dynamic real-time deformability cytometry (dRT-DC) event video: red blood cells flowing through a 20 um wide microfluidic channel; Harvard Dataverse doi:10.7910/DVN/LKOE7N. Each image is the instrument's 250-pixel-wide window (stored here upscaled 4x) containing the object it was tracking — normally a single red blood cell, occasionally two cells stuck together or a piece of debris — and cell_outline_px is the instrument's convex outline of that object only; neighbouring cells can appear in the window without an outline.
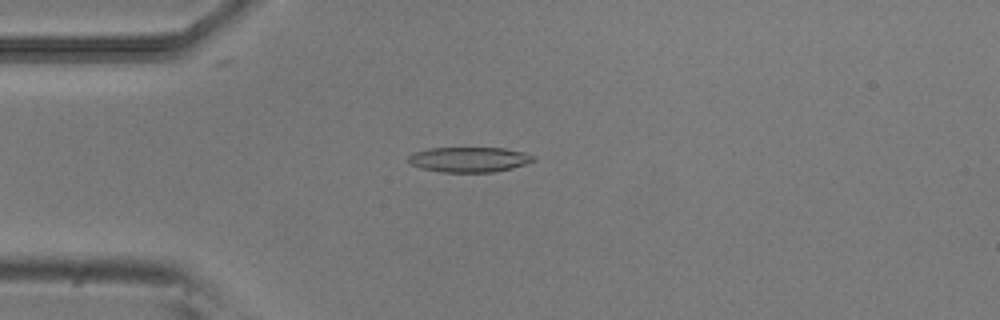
{"species": "common noctule bat (a hibernating species)", "species_latin": "Nyctalus noctula", "temperature_condition": "room temperature", "stored_images_in_passage": 52, "camera_frame_rate_fps": 3000, "um_per_image_px": 0.085, "animal": {"sex": "male", "body_mass_g": 20.5, "forearm_length_mm": 52.5}, "frame": {"image": 1, "passage_image": 13, "time_ms": 4.0, "image_size_px": [1000, 320], "cell_outline_px": [[536, 160], [512, 168], [496, 172], [440, 172], [420, 168], [412, 164], [408, 160], [408, 156], [412, 152], [428, 148], [504, 148], [524, 152], [536, 156]], "centroid_in_image_um": [39.88, 13.56], "position_along_channel_um": 45.1, "area_um2": 18.44}}
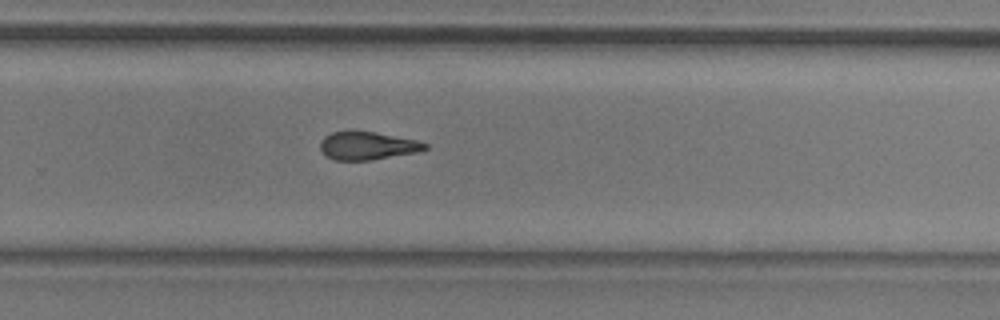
{"frame": {"image": 2, "passage_image": 34, "time_ms": 11.0, "image_size_px": [1000, 320], "cell_outline_px": [[428, 148], [416, 152], [372, 160], [336, 160], [324, 156], [320, 148], [320, 140], [324, 136], [332, 132], [352, 128], [376, 132], [416, 140], [428, 144]], "centroid_in_image_um": [31.16, 12.35], "position_along_channel_um": 298.6, "area_um2": 17.63}}
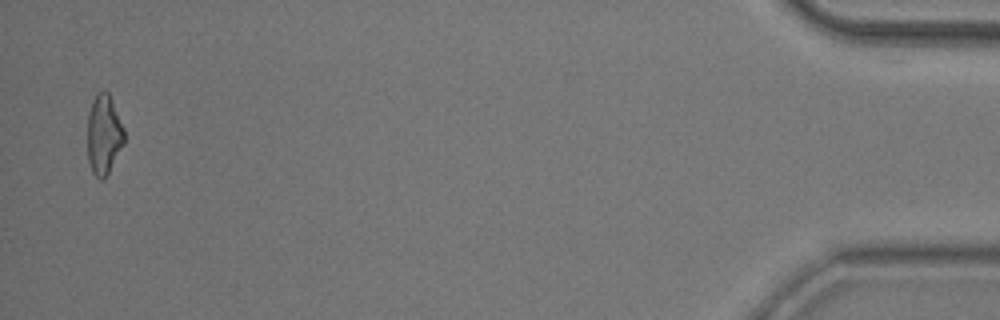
{"frame": {"image": 3, "passage_image": 51, "time_ms": 16.667, "image_size_px": [1000, 320], "cell_outline_px": [[124, 144], [104, 180], [100, 180], [92, 172], [88, 160], [88, 116], [92, 100], [100, 92], [108, 92], [112, 100], [124, 128]], "centroid_in_image_um": [8.83, 11.48], "position_along_channel_um": 426.4, "area_um2": 16.94}, "authors_computed_cell_mechanics": {"area_um2": 18.1781, "velocity_mm_per_s": 3.8375, "shape_relaxation_time_tau1_ms": null, "shape_relaxation_time_tau2_ms": 4.1321, "deformation_change_tau1": null, "deformation_change_tau2": 0.1225}}